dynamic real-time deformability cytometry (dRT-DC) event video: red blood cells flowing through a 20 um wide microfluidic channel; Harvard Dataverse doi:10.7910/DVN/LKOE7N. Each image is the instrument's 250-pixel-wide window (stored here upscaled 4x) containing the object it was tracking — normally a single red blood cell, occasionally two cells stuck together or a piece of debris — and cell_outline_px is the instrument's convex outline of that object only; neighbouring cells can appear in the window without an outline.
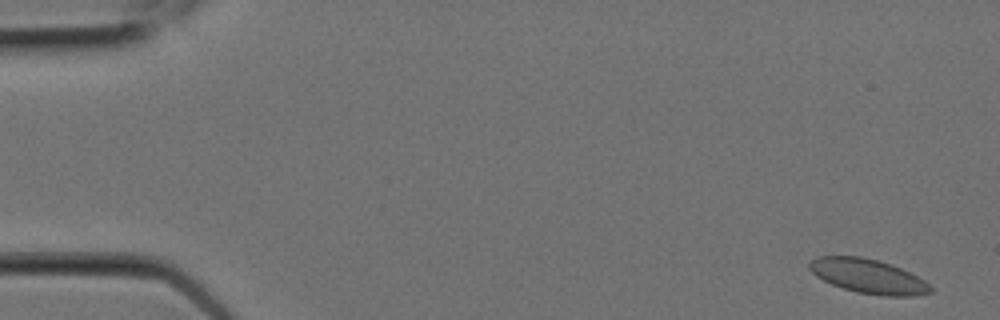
{"species": "Egyptian fruit bat (a non-hibernating species)", "species_latin": "Rousettus aegyptiacus", "temperature_condition": "room temperature", "stored_images_in_passage": 9, "camera_frame_rate_fps": 3000, "um_per_image_px": 0.085, "animal": {"sex": "female"}, "frame": {"image": 1, "passage_image": 1, "time_ms": 0.0, "image_size_px": [1000, 320], "cell_outline_px": [[932, 292], [912, 296], [884, 296], [856, 292], [832, 284], [816, 276], [808, 268], [808, 264], [816, 256], [860, 256], [892, 264], [924, 280], [932, 288]], "centroid_in_image_um": [73.77, 23.47], "position_along_channel_um": 11.2, "area_um2": 24.04}}
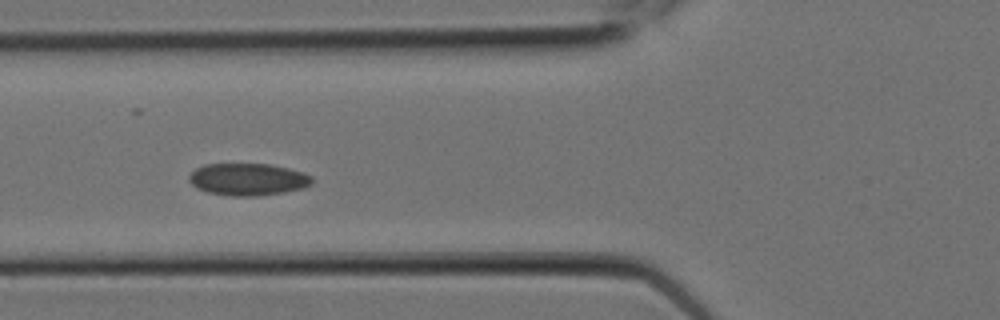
{"frame": {"image": 2, "passage_image": 7, "time_ms": 2.0, "image_size_px": [1000, 320], "cell_outline_px": [[312, 184], [304, 188], [284, 192], [256, 196], [232, 196], [208, 192], [196, 188], [188, 180], [188, 176], [196, 168], [204, 164], [268, 164], [288, 168], [312, 176]], "centroid_in_image_um": [21.05, 15.25], "position_along_channel_um": 104.7, "area_um2": 23.0}}
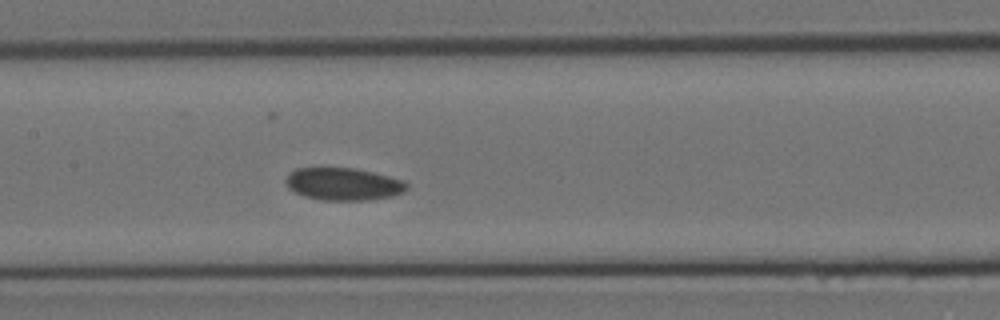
{"frame": {"image": 3, "passage_image": 9, "time_ms": 2.667, "image_size_px": [1000, 320], "cell_outline_px": [[408, 188], [404, 192], [392, 196], [368, 200], [320, 200], [304, 196], [288, 188], [284, 180], [288, 172], [296, 168], [356, 168], [404, 180], [408, 184]], "centroid_in_image_um": [29.17, 15.64], "position_along_channel_um": 178.2, "area_um2": 23.06}}